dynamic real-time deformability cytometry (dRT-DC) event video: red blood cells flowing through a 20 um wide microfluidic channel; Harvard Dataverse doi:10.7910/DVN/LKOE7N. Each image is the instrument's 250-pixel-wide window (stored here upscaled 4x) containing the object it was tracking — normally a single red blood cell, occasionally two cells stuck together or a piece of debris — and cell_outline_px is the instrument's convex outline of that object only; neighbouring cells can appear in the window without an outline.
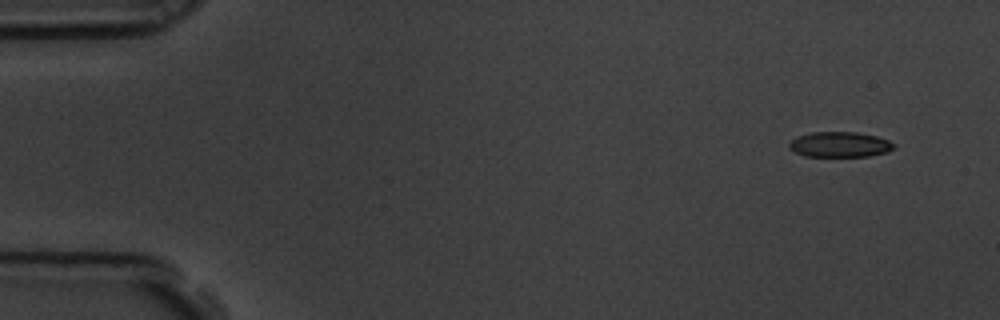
{"species": "common noctule bat (a hibernating species)", "species_latin": "Nyctalus noctula", "temperature_condition": "room temperature", "stored_images_in_passage": 7, "segment_of_instrument_passage": [2, 2], "camera_frame_rate_fps": 3000, "um_per_image_px": 0.085, "animal": {"sex": "male", "body_mass_g": 19.5, "forearm_length_mm": 54.6}, "frame": {"image": 1, "passage_image": 7, "time_ms": 2.0, "image_size_px": [1000, 320], "cell_outline_px": [[896, 148], [888, 152], [868, 156], [804, 156], [788, 148], [788, 144], [796, 136], [812, 132], [856, 132], [876, 136], [888, 140], [896, 144]], "centroid_in_image_um": [71.4, 12.28], "position_along_channel_um": 13.6, "area_um2": 15.55}}